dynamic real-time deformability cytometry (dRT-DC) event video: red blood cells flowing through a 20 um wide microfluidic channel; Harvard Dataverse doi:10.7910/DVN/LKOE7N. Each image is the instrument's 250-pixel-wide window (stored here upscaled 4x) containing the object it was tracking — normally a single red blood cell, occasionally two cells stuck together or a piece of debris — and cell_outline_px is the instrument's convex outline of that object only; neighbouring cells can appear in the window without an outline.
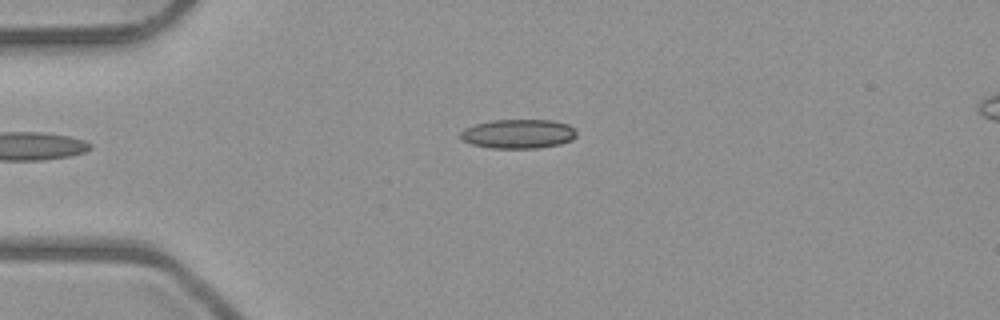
{"species": "common noctule bat (a hibernating species)", "species_latin": "Nyctalus noctula", "temperature_condition": "room temperature", "stored_images_in_passage": 5, "camera_frame_rate_fps": 3000, "um_per_image_px": 0.085, "animal": {"sex": "male", "body_mass_g": 23.1, "forearm_length_mm": 52.7}, "frame": {"image": 1, "passage_image": 5, "time_ms": 4.667, "image_size_px": [1000, 320], "cell_outline_px": [[576, 136], [572, 140], [560, 144], [536, 148], [492, 148], [472, 144], [464, 140], [460, 136], [460, 132], [464, 128], [476, 124], [492, 120], [552, 120], [568, 124], [576, 132]], "centroid_in_image_um": [44.06, 11.37], "position_along_channel_um": 40.9, "area_um2": 19.65}}